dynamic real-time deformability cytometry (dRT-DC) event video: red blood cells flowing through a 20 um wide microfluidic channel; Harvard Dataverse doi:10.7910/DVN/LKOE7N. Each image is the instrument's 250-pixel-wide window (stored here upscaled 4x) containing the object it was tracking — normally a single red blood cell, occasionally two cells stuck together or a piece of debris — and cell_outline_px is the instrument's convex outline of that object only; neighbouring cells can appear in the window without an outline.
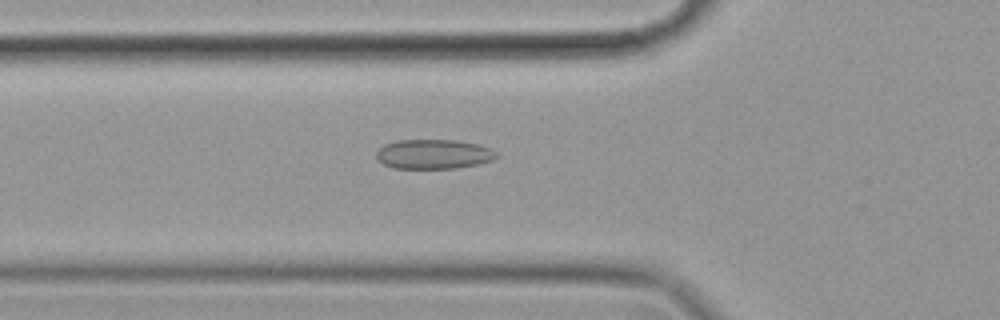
{"species": "common noctule bat (a hibernating species)", "species_latin": "Nyctalus noctula", "temperature_condition": "cold", "stored_images_in_passage": 57, "camera_frame_rate_fps": 3000, "um_per_image_px": 0.085, "animal": {"sex": "female", "body_mass_g": 19.9}, "frame": {"image": 1, "passage_image": 20, "time_ms": 6.333, "image_size_px": [1000, 320], "cell_outline_px": [[500, 156], [492, 160], [476, 164], [456, 168], [392, 168], [384, 164], [376, 156], [376, 152], [384, 144], [396, 140], [456, 140], [476, 144], [492, 148]], "centroid_in_image_um": [36.87, 13.09], "position_along_channel_um": 88.9, "area_um2": 20.63}}
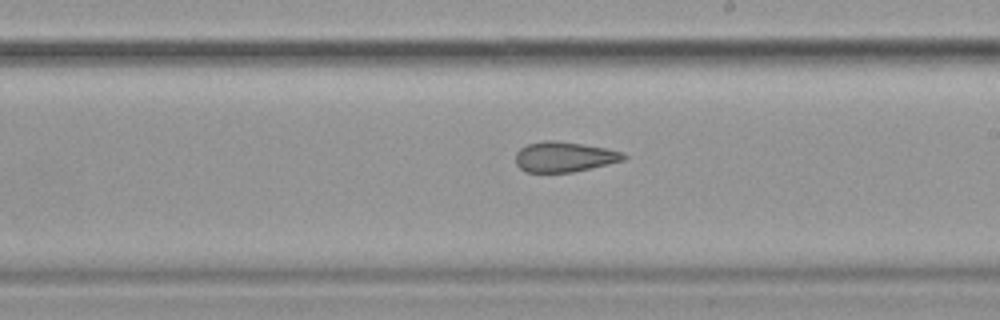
{"frame": {"image": 2, "passage_image": 33, "time_ms": 10.667, "image_size_px": [1000, 320], "cell_outline_px": [[628, 156], [624, 160], [608, 164], [572, 172], [524, 172], [516, 164], [516, 152], [520, 148], [528, 144], [544, 140], [556, 140], [608, 148], [624, 152]], "centroid_in_image_um": [47.97, 13.32], "position_along_channel_um": 241.0, "area_um2": 19.13}}
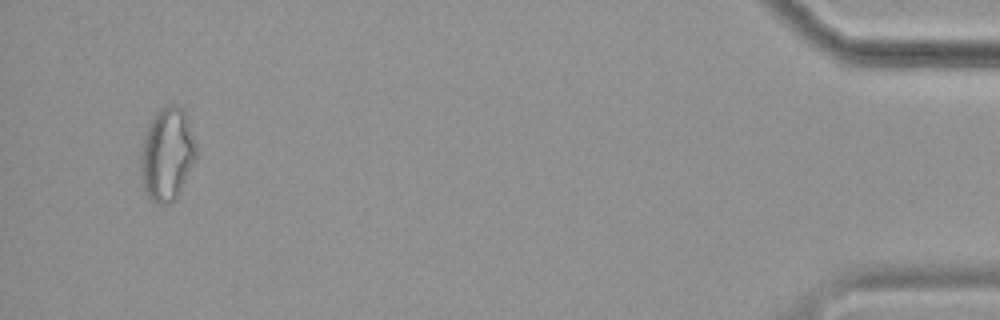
{"frame": {"image": 3, "passage_image": 55, "time_ms": 18.0, "image_size_px": [1000, 320], "cell_outline_px": [[196, 160], [176, 200], [172, 204], [156, 204], [144, 192], [140, 176], [140, 152], [144, 136], [148, 124], [152, 116], [160, 108], [168, 104], [180, 104], [184, 108], [188, 116], [196, 144]], "centroid_in_image_um": [14.21, 13.1], "position_along_channel_um": 421.0, "area_um2": 31.1}, "authors_computed_cell_mechanics": {"area_um2": 22.9466, "velocity_mm_per_s": 3.513, "shape_relaxation_time_tau1_ms": null, "shape_relaxation_time_tau2_ms": 3.8252, "deformation_change_tau1": null, "deformation_change_tau2": 0.1231}}